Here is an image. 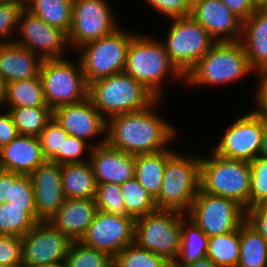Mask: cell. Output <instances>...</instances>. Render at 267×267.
I'll use <instances>...</instances> for the list:
<instances>
[{
    "mask_svg": "<svg viewBox=\"0 0 267 267\" xmlns=\"http://www.w3.org/2000/svg\"><path fill=\"white\" fill-rule=\"evenodd\" d=\"M87 144L83 139L68 135L62 145V165L89 161L86 158L83 159L82 156L86 146L90 149L93 147L90 143Z\"/></svg>",
    "mask_w": 267,
    "mask_h": 267,
    "instance_id": "7bdbcfd3",
    "label": "cell"
},
{
    "mask_svg": "<svg viewBox=\"0 0 267 267\" xmlns=\"http://www.w3.org/2000/svg\"><path fill=\"white\" fill-rule=\"evenodd\" d=\"M125 72L158 99L162 94V82L168 75L172 74L171 77L176 81L185 79L171 62L163 42L137 33L129 43Z\"/></svg>",
    "mask_w": 267,
    "mask_h": 267,
    "instance_id": "7a4b0ae2",
    "label": "cell"
},
{
    "mask_svg": "<svg viewBox=\"0 0 267 267\" xmlns=\"http://www.w3.org/2000/svg\"><path fill=\"white\" fill-rule=\"evenodd\" d=\"M89 152V162L97 184H124L135 177V156L106 143V135Z\"/></svg>",
    "mask_w": 267,
    "mask_h": 267,
    "instance_id": "ac0fdd59",
    "label": "cell"
},
{
    "mask_svg": "<svg viewBox=\"0 0 267 267\" xmlns=\"http://www.w3.org/2000/svg\"><path fill=\"white\" fill-rule=\"evenodd\" d=\"M250 67L255 71L267 67V9L257 8L243 20L240 39Z\"/></svg>",
    "mask_w": 267,
    "mask_h": 267,
    "instance_id": "603a6c76",
    "label": "cell"
},
{
    "mask_svg": "<svg viewBox=\"0 0 267 267\" xmlns=\"http://www.w3.org/2000/svg\"><path fill=\"white\" fill-rule=\"evenodd\" d=\"M0 267H23V266H3V265H0Z\"/></svg>",
    "mask_w": 267,
    "mask_h": 267,
    "instance_id": "6f0895ef",
    "label": "cell"
},
{
    "mask_svg": "<svg viewBox=\"0 0 267 267\" xmlns=\"http://www.w3.org/2000/svg\"><path fill=\"white\" fill-rule=\"evenodd\" d=\"M29 176L35 195L37 222L49 221L65 199L61 182V165L46 160Z\"/></svg>",
    "mask_w": 267,
    "mask_h": 267,
    "instance_id": "ffe728a7",
    "label": "cell"
},
{
    "mask_svg": "<svg viewBox=\"0 0 267 267\" xmlns=\"http://www.w3.org/2000/svg\"><path fill=\"white\" fill-rule=\"evenodd\" d=\"M88 97L106 120L149 107L157 99L125 71L90 83Z\"/></svg>",
    "mask_w": 267,
    "mask_h": 267,
    "instance_id": "3957f363",
    "label": "cell"
},
{
    "mask_svg": "<svg viewBox=\"0 0 267 267\" xmlns=\"http://www.w3.org/2000/svg\"><path fill=\"white\" fill-rule=\"evenodd\" d=\"M113 267H172V264L134 242L125 246L113 258Z\"/></svg>",
    "mask_w": 267,
    "mask_h": 267,
    "instance_id": "e575fe53",
    "label": "cell"
},
{
    "mask_svg": "<svg viewBox=\"0 0 267 267\" xmlns=\"http://www.w3.org/2000/svg\"><path fill=\"white\" fill-rule=\"evenodd\" d=\"M157 9L161 14L167 15V18H178L189 16L191 6L186 0H145Z\"/></svg>",
    "mask_w": 267,
    "mask_h": 267,
    "instance_id": "ee69618b",
    "label": "cell"
},
{
    "mask_svg": "<svg viewBox=\"0 0 267 267\" xmlns=\"http://www.w3.org/2000/svg\"><path fill=\"white\" fill-rule=\"evenodd\" d=\"M173 149H164L155 153L135 155V178L154 198L159 195L167 159Z\"/></svg>",
    "mask_w": 267,
    "mask_h": 267,
    "instance_id": "484cf974",
    "label": "cell"
},
{
    "mask_svg": "<svg viewBox=\"0 0 267 267\" xmlns=\"http://www.w3.org/2000/svg\"><path fill=\"white\" fill-rule=\"evenodd\" d=\"M135 35L117 28L110 35L80 47L82 54L79 59L88 85L125 71L129 43Z\"/></svg>",
    "mask_w": 267,
    "mask_h": 267,
    "instance_id": "9c48e42d",
    "label": "cell"
},
{
    "mask_svg": "<svg viewBox=\"0 0 267 267\" xmlns=\"http://www.w3.org/2000/svg\"><path fill=\"white\" fill-rule=\"evenodd\" d=\"M253 71L240 40L216 42L186 74L185 80L192 86H217L237 82Z\"/></svg>",
    "mask_w": 267,
    "mask_h": 267,
    "instance_id": "5b68a950",
    "label": "cell"
},
{
    "mask_svg": "<svg viewBox=\"0 0 267 267\" xmlns=\"http://www.w3.org/2000/svg\"><path fill=\"white\" fill-rule=\"evenodd\" d=\"M237 267H267V241L246 221L240 226V259Z\"/></svg>",
    "mask_w": 267,
    "mask_h": 267,
    "instance_id": "f546056e",
    "label": "cell"
},
{
    "mask_svg": "<svg viewBox=\"0 0 267 267\" xmlns=\"http://www.w3.org/2000/svg\"><path fill=\"white\" fill-rule=\"evenodd\" d=\"M184 214L175 210H157L135 219L134 242L173 264L180 250Z\"/></svg>",
    "mask_w": 267,
    "mask_h": 267,
    "instance_id": "52a82bcc",
    "label": "cell"
},
{
    "mask_svg": "<svg viewBox=\"0 0 267 267\" xmlns=\"http://www.w3.org/2000/svg\"><path fill=\"white\" fill-rule=\"evenodd\" d=\"M187 3L192 6L193 4H195L196 2L200 1V0H186Z\"/></svg>",
    "mask_w": 267,
    "mask_h": 267,
    "instance_id": "9f6ffc18",
    "label": "cell"
},
{
    "mask_svg": "<svg viewBox=\"0 0 267 267\" xmlns=\"http://www.w3.org/2000/svg\"><path fill=\"white\" fill-rule=\"evenodd\" d=\"M11 192V171L0 169V204L10 199Z\"/></svg>",
    "mask_w": 267,
    "mask_h": 267,
    "instance_id": "681fc988",
    "label": "cell"
},
{
    "mask_svg": "<svg viewBox=\"0 0 267 267\" xmlns=\"http://www.w3.org/2000/svg\"><path fill=\"white\" fill-rule=\"evenodd\" d=\"M251 189L249 208L267 201V159L257 156L250 162Z\"/></svg>",
    "mask_w": 267,
    "mask_h": 267,
    "instance_id": "f35d334b",
    "label": "cell"
},
{
    "mask_svg": "<svg viewBox=\"0 0 267 267\" xmlns=\"http://www.w3.org/2000/svg\"><path fill=\"white\" fill-rule=\"evenodd\" d=\"M29 0H0V3L13 4L26 9Z\"/></svg>",
    "mask_w": 267,
    "mask_h": 267,
    "instance_id": "db71d44e",
    "label": "cell"
},
{
    "mask_svg": "<svg viewBox=\"0 0 267 267\" xmlns=\"http://www.w3.org/2000/svg\"><path fill=\"white\" fill-rule=\"evenodd\" d=\"M256 8H265L267 6V0H251Z\"/></svg>",
    "mask_w": 267,
    "mask_h": 267,
    "instance_id": "11a10c76",
    "label": "cell"
},
{
    "mask_svg": "<svg viewBox=\"0 0 267 267\" xmlns=\"http://www.w3.org/2000/svg\"><path fill=\"white\" fill-rule=\"evenodd\" d=\"M72 242L49 221H38L22 237V265L23 267L62 266Z\"/></svg>",
    "mask_w": 267,
    "mask_h": 267,
    "instance_id": "7c38bea8",
    "label": "cell"
},
{
    "mask_svg": "<svg viewBox=\"0 0 267 267\" xmlns=\"http://www.w3.org/2000/svg\"><path fill=\"white\" fill-rule=\"evenodd\" d=\"M172 20L163 44L171 62L186 76L216 41L190 15Z\"/></svg>",
    "mask_w": 267,
    "mask_h": 267,
    "instance_id": "30bf717a",
    "label": "cell"
},
{
    "mask_svg": "<svg viewBox=\"0 0 267 267\" xmlns=\"http://www.w3.org/2000/svg\"><path fill=\"white\" fill-rule=\"evenodd\" d=\"M18 135L11 114L8 111L0 114V149L11 143Z\"/></svg>",
    "mask_w": 267,
    "mask_h": 267,
    "instance_id": "7dc6e473",
    "label": "cell"
},
{
    "mask_svg": "<svg viewBox=\"0 0 267 267\" xmlns=\"http://www.w3.org/2000/svg\"><path fill=\"white\" fill-rule=\"evenodd\" d=\"M207 257L218 267H237L240 259V227L209 237Z\"/></svg>",
    "mask_w": 267,
    "mask_h": 267,
    "instance_id": "1f68e13d",
    "label": "cell"
},
{
    "mask_svg": "<svg viewBox=\"0 0 267 267\" xmlns=\"http://www.w3.org/2000/svg\"><path fill=\"white\" fill-rule=\"evenodd\" d=\"M255 72L259 73L260 76L256 87L257 92L254 93L257 107L252 111L267 118V67L257 69Z\"/></svg>",
    "mask_w": 267,
    "mask_h": 267,
    "instance_id": "bcb514c9",
    "label": "cell"
},
{
    "mask_svg": "<svg viewBox=\"0 0 267 267\" xmlns=\"http://www.w3.org/2000/svg\"><path fill=\"white\" fill-rule=\"evenodd\" d=\"M185 218L186 216L181 221L179 254L172 266L189 265L207 257L209 237L194 222L190 219L185 221Z\"/></svg>",
    "mask_w": 267,
    "mask_h": 267,
    "instance_id": "4316f807",
    "label": "cell"
},
{
    "mask_svg": "<svg viewBox=\"0 0 267 267\" xmlns=\"http://www.w3.org/2000/svg\"><path fill=\"white\" fill-rule=\"evenodd\" d=\"M97 211L95 199L65 198L49 222L72 241H79L94 220Z\"/></svg>",
    "mask_w": 267,
    "mask_h": 267,
    "instance_id": "44dd1931",
    "label": "cell"
},
{
    "mask_svg": "<svg viewBox=\"0 0 267 267\" xmlns=\"http://www.w3.org/2000/svg\"><path fill=\"white\" fill-rule=\"evenodd\" d=\"M185 215L208 237L237 230L246 221V210L238 202L201 189Z\"/></svg>",
    "mask_w": 267,
    "mask_h": 267,
    "instance_id": "8fae6325",
    "label": "cell"
},
{
    "mask_svg": "<svg viewBox=\"0 0 267 267\" xmlns=\"http://www.w3.org/2000/svg\"><path fill=\"white\" fill-rule=\"evenodd\" d=\"M46 159L38 137L18 135L0 149V169L30 175Z\"/></svg>",
    "mask_w": 267,
    "mask_h": 267,
    "instance_id": "7402d4cb",
    "label": "cell"
},
{
    "mask_svg": "<svg viewBox=\"0 0 267 267\" xmlns=\"http://www.w3.org/2000/svg\"><path fill=\"white\" fill-rule=\"evenodd\" d=\"M200 190V157L174 152L166 161L162 186L155 198L158 210L188 212Z\"/></svg>",
    "mask_w": 267,
    "mask_h": 267,
    "instance_id": "8992f818",
    "label": "cell"
},
{
    "mask_svg": "<svg viewBox=\"0 0 267 267\" xmlns=\"http://www.w3.org/2000/svg\"><path fill=\"white\" fill-rule=\"evenodd\" d=\"M7 202L16 207H35V195L29 175L11 171V192Z\"/></svg>",
    "mask_w": 267,
    "mask_h": 267,
    "instance_id": "ab89813d",
    "label": "cell"
},
{
    "mask_svg": "<svg viewBox=\"0 0 267 267\" xmlns=\"http://www.w3.org/2000/svg\"><path fill=\"white\" fill-rule=\"evenodd\" d=\"M22 10L17 5L0 3V37L2 38H0V45L14 41L9 34L18 27L19 15Z\"/></svg>",
    "mask_w": 267,
    "mask_h": 267,
    "instance_id": "b9f144b4",
    "label": "cell"
},
{
    "mask_svg": "<svg viewBox=\"0 0 267 267\" xmlns=\"http://www.w3.org/2000/svg\"><path fill=\"white\" fill-rule=\"evenodd\" d=\"M53 118L71 136L89 141L105 133L107 120L94 107L89 97L78 103L61 105L53 110Z\"/></svg>",
    "mask_w": 267,
    "mask_h": 267,
    "instance_id": "d6986e66",
    "label": "cell"
},
{
    "mask_svg": "<svg viewBox=\"0 0 267 267\" xmlns=\"http://www.w3.org/2000/svg\"><path fill=\"white\" fill-rule=\"evenodd\" d=\"M259 156L267 159V118L265 116H264V127H263L261 147L259 150Z\"/></svg>",
    "mask_w": 267,
    "mask_h": 267,
    "instance_id": "f907efd6",
    "label": "cell"
},
{
    "mask_svg": "<svg viewBox=\"0 0 267 267\" xmlns=\"http://www.w3.org/2000/svg\"><path fill=\"white\" fill-rule=\"evenodd\" d=\"M158 102L157 98L149 107L107 119L106 143L134 156L167 149L176 128L154 112Z\"/></svg>",
    "mask_w": 267,
    "mask_h": 267,
    "instance_id": "6da1fadb",
    "label": "cell"
},
{
    "mask_svg": "<svg viewBox=\"0 0 267 267\" xmlns=\"http://www.w3.org/2000/svg\"><path fill=\"white\" fill-rule=\"evenodd\" d=\"M95 202L98 211L128 216L119 184H98Z\"/></svg>",
    "mask_w": 267,
    "mask_h": 267,
    "instance_id": "74e56055",
    "label": "cell"
},
{
    "mask_svg": "<svg viewBox=\"0 0 267 267\" xmlns=\"http://www.w3.org/2000/svg\"><path fill=\"white\" fill-rule=\"evenodd\" d=\"M108 0H73L68 44L81 47L113 33L119 25Z\"/></svg>",
    "mask_w": 267,
    "mask_h": 267,
    "instance_id": "4fadbf2b",
    "label": "cell"
},
{
    "mask_svg": "<svg viewBox=\"0 0 267 267\" xmlns=\"http://www.w3.org/2000/svg\"><path fill=\"white\" fill-rule=\"evenodd\" d=\"M67 136L68 134L54 118L47 123L38 136L46 160L62 165V145Z\"/></svg>",
    "mask_w": 267,
    "mask_h": 267,
    "instance_id": "8d00e7d4",
    "label": "cell"
},
{
    "mask_svg": "<svg viewBox=\"0 0 267 267\" xmlns=\"http://www.w3.org/2000/svg\"><path fill=\"white\" fill-rule=\"evenodd\" d=\"M42 60L14 42L0 45V76L7 83L37 77Z\"/></svg>",
    "mask_w": 267,
    "mask_h": 267,
    "instance_id": "cb8c5ba5",
    "label": "cell"
},
{
    "mask_svg": "<svg viewBox=\"0 0 267 267\" xmlns=\"http://www.w3.org/2000/svg\"><path fill=\"white\" fill-rule=\"evenodd\" d=\"M37 222L36 207L0 204V235L23 237Z\"/></svg>",
    "mask_w": 267,
    "mask_h": 267,
    "instance_id": "4dcf8cb0",
    "label": "cell"
},
{
    "mask_svg": "<svg viewBox=\"0 0 267 267\" xmlns=\"http://www.w3.org/2000/svg\"><path fill=\"white\" fill-rule=\"evenodd\" d=\"M189 15L203 26L216 42H234L241 39L243 20L221 0H200L191 6Z\"/></svg>",
    "mask_w": 267,
    "mask_h": 267,
    "instance_id": "e0dca14e",
    "label": "cell"
},
{
    "mask_svg": "<svg viewBox=\"0 0 267 267\" xmlns=\"http://www.w3.org/2000/svg\"><path fill=\"white\" fill-rule=\"evenodd\" d=\"M172 267H218L210 258L205 257L196 260L194 263L185 266H172Z\"/></svg>",
    "mask_w": 267,
    "mask_h": 267,
    "instance_id": "816d5d0a",
    "label": "cell"
},
{
    "mask_svg": "<svg viewBox=\"0 0 267 267\" xmlns=\"http://www.w3.org/2000/svg\"><path fill=\"white\" fill-rule=\"evenodd\" d=\"M0 265H22V237L0 235Z\"/></svg>",
    "mask_w": 267,
    "mask_h": 267,
    "instance_id": "60d3db41",
    "label": "cell"
},
{
    "mask_svg": "<svg viewBox=\"0 0 267 267\" xmlns=\"http://www.w3.org/2000/svg\"><path fill=\"white\" fill-rule=\"evenodd\" d=\"M242 20H246L257 8L251 0H221Z\"/></svg>",
    "mask_w": 267,
    "mask_h": 267,
    "instance_id": "c3c4849f",
    "label": "cell"
},
{
    "mask_svg": "<svg viewBox=\"0 0 267 267\" xmlns=\"http://www.w3.org/2000/svg\"><path fill=\"white\" fill-rule=\"evenodd\" d=\"M134 232L133 217L97 211L79 241L114 258L125 246L134 243Z\"/></svg>",
    "mask_w": 267,
    "mask_h": 267,
    "instance_id": "9a60e30c",
    "label": "cell"
},
{
    "mask_svg": "<svg viewBox=\"0 0 267 267\" xmlns=\"http://www.w3.org/2000/svg\"><path fill=\"white\" fill-rule=\"evenodd\" d=\"M75 65L65 58L43 60L39 76L43 93L49 108L78 103L88 97L87 84L80 60Z\"/></svg>",
    "mask_w": 267,
    "mask_h": 267,
    "instance_id": "ba28073f",
    "label": "cell"
},
{
    "mask_svg": "<svg viewBox=\"0 0 267 267\" xmlns=\"http://www.w3.org/2000/svg\"><path fill=\"white\" fill-rule=\"evenodd\" d=\"M246 222L267 241V201L247 209Z\"/></svg>",
    "mask_w": 267,
    "mask_h": 267,
    "instance_id": "f6af8a7d",
    "label": "cell"
},
{
    "mask_svg": "<svg viewBox=\"0 0 267 267\" xmlns=\"http://www.w3.org/2000/svg\"><path fill=\"white\" fill-rule=\"evenodd\" d=\"M73 0H29L26 10L50 26L64 31L71 29Z\"/></svg>",
    "mask_w": 267,
    "mask_h": 267,
    "instance_id": "83f0119b",
    "label": "cell"
},
{
    "mask_svg": "<svg viewBox=\"0 0 267 267\" xmlns=\"http://www.w3.org/2000/svg\"><path fill=\"white\" fill-rule=\"evenodd\" d=\"M263 127L264 116L249 111L231 123L212 151L227 159L250 162L259 156Z\"/></svg>",
    "mask_w": 267,
    "mask_h": 267,
    "instance_id": "5bb4252c",
    "label": "cell"
},
{
    "mask_svg": "<svg viewBox=\"0 0 267 267\" xmlns=\"http://www.w3.org/2000/svg\"><path fill=\"white\" fill-rule=\"evenodd\" d=\"M6 103L10 108L48 106L40 76L7 83Z\"/></svg>",
    "mask_w": 267,
    "mask_h": 267,
    "instance_id": "f1b7e54d",
    "label": "cell"
},
{
    "mask_svg": "<svg viewBox=\"0 0 267 267\" xmlns=\"http://www.w3.org/2000/svg\"><path fill=\"white\" fill-rule=\"evenodd\" d=\"M209 159L200 157V189L210 195L222 196L249 209L251 189L250 163L227 159L211 151Z\"/></svg>",
    "mask_w": 267,
    "mask_h": 267,
    "instance_id": "277c9868",
    "label": "cell"
},
{
    "mask_svg": "<svg viewBox=\"0 0 267 267\" xmlns=\"http://www.w3.org/2000/svg\"><path fill=\"white\" fill-rule=\"evenodd\" d=\"M17 33L20 39L14 43L29 49L43 61L63 58L68 45L67 34L59 28L45 23L41 18L23 9L19 15ZM38 53V54H37Z\"/></svg>",
    "mask_w": 267,
    "mask_h": 267,
    "instance_id": "2e32d148",
    "label": "cell"
},
{
    "mask_svg": "<svg viewBox=\"0 0 267 267\" xmlns=\"http://www.w3.org/2000/svg\"><path fill=\"white\" fill-rule=\"evenodd\" d=\"M127 215L137 219L158 210L152 197L134 177L120 185Z\"/></svg>",
    "mask_w": 267,
    "mask_h": 267,
    "instance_id": "836d02e7",
    "label": "cell"
},
{
    "mask_svg": "<svg viewBox=\"0 0 267 267\" xmlns=\"http://www.w3.org/2000/svg\"><path fill=\"white\" fill-rule=\"evenodd\" d=\"M64 267H113V258L107 253L73 241L63 263Z\"/></svg>",
    "mask_w": 267,
    "mask_h": 267,
    "instance_id": "d590c367",
    "label": "cell"
},
{
    "mask_svg": "<svg viewBox=\"0 0 267 267\" xmlns=\"http://www.w3.org/2000/svg\"><path fill=\"white\" fill-rule=\"evenodd\" d=\"M61 182L65 198L95 199L98 184L89 161L61 165Z\"/></svg>",
    "mask_w": 267,
    "mask_h": 267,
    "instance_id": "d4e9b609",
    "label": "cell"
},
{
    "mask_svg": "<svg viewBox=\"0 0 267 267\" xmlns=\"http://www.w3.org/2000/svg\"><path fill=\"white\" fill-rule=\"evenodd\" d=\"M19 135L38 137L53 118V110L48 106L9 108Z\"/></svg>",
    "mask_w": 267,
    "mask_h": 267,
    "instance_id": "d6a6232c",
    "label": "cell"
},
{
    "mask_svg": "<svg viewBox=\"0 0 267 267\" xmlns=\"http://www.w3.org/2000/svg\"><path fill=\"white\" fill-rule=\"evenodd\" d=\"M7 91V82L0 76V106L5 103Z\"/></svg>",
    "mask_w": 267,
    "mask_h": 267,
    "instance_id": "f5cc1de1",
    "label": "cell"
}]
</instances>
